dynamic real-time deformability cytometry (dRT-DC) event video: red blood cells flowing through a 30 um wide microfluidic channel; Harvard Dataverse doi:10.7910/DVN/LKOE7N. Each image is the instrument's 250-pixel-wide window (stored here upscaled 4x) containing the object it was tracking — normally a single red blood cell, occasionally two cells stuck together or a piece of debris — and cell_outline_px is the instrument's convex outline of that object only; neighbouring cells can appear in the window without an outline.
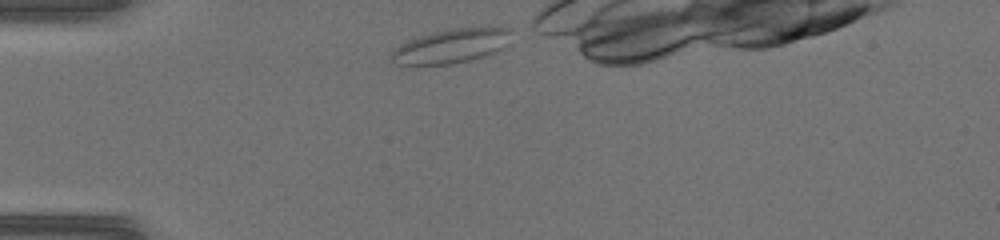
{"species": "common noctule bat (a hibernating species)", "species_latin": "Nyctalus noctula", "temperature_condition": "warm", "stored_images_in_passage": 26, "camera_frame_rate_fps": 3000, "um_per_image_px": 0.085, "animal": {"sex": "female", "body_mass_g": 17.0, "forearm_length_mm": 48.0}, "frame": {"image": 1, "passage_image": 1, "time_ms": 0.0, "image_size_px": [1000, 240], "cell_outline_px": [[512, 32], [500, 48], [484, 56], [452, 64], [396, 64], [392, 60], [392, 52], [400, 44], [408, 40], [432, 32], [448, 28], [512, 28]], "centroid_in_image_um": [38.3, 3.9], "position_along_channel_um": 46.7, "area_um2": 23.18}}
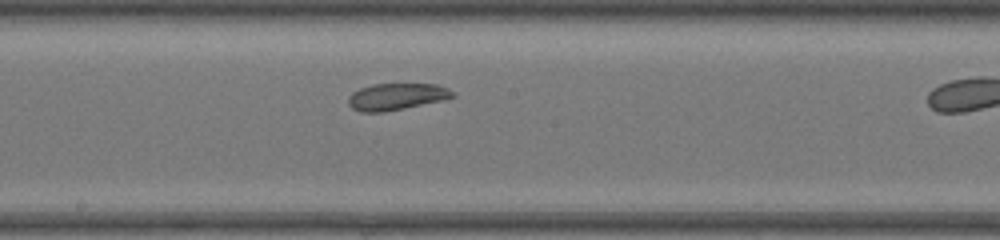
{"frame": {"image": 2, "passage_image": 14, "time_ms": 4.333, "image_size_px": [1000, 240], "cell_outline_px": [[456, 96], [444, 100], [384, 112], [360, 112], [352, 108], [348, 104], [348, 96], [352, 92], [360, 88], [372, 84], [436, 84], [448, 88]], "centroid_in_image_um": [33.68, 8.21], "position_along_channel_um": 214.5, "area_um2": 16.3}}
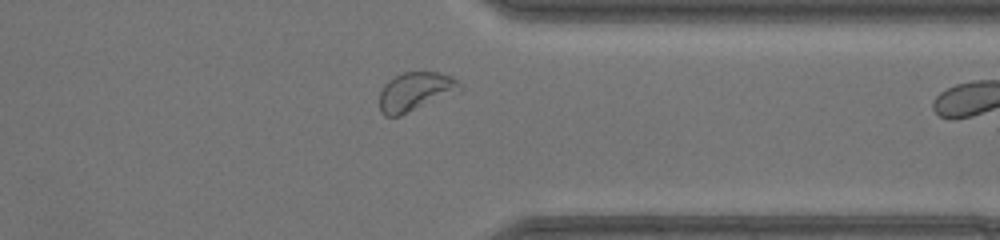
{"frame": {"image": 3, "passage_image": 25, "time_ms": 8.0, "image_size_px": [1000, 240], "cell_outline_px": [[464, 88], [460, 92], [400, 116], [384, 116], [380, 112], [380, 92], [384, 84], [388, 80], [400, 72], [436, 72], [452, 76], [460, 80], [464, 84]], "centroid_in_image_um": [35.37, 7.78], "position_along_channel_um": 376.0, "area_um2": 18.73}}